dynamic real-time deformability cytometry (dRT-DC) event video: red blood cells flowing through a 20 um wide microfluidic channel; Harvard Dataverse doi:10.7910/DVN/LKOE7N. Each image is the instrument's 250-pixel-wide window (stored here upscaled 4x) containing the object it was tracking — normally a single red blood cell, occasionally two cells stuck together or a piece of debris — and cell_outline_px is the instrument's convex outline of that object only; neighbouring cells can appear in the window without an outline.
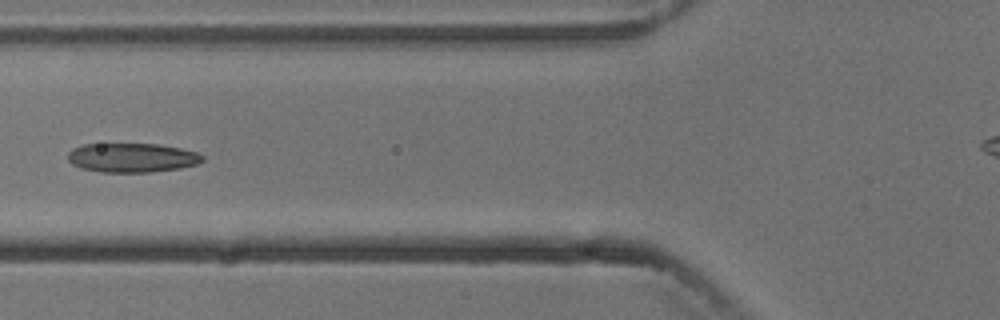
{"species": "common noctule bat (a hibernating species)", "species_latin": "Nyctalus noctula", "temperature_condition": "cold", "stored_images_in_passage": 7, "camera_frame_rate_fps": 3000, "um_per_image_px": 0.085, "animal": {"sex": "male", "body_mass_g": 13.3}, "frame": {"image": 1, "passage_image": 6, "time_ms": 6.667, "image_size_px": [1000, 320], "cell_outline_px": [[204, 160], [196, 164], [180, 168], [152, 172], [100, 172], [80, 168], [72, 164], [68, 160], [68, 152], [72, 148], [84, 144], [160, 144], [180, 148], [196, 152], [204, 156]], "centroid_in_image_um": [11.2, 13.4], "position_along_channel_um": 114.6, "area_um2": 23.0}}
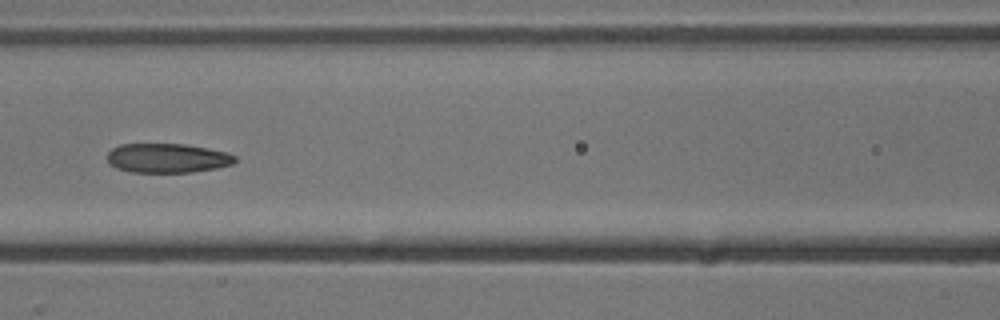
{"frame": {"image": 2, "passage_image": 7, "time_ms": 7.667, "image_size_px": [1000, 320], "cell_outline_px": [[236, 160], [232, 164], [216, 168], [192, 172], [128, 172], [116, 168], [108, 164], [108, 152], [112, 148], [120, 144], [184, 144], [208, 148], [228, 152], [236, 156]], "centroid_in_image_um": [14.21, 13.44], "position_along_channel_um": 152.4, "area_um2": 21.96}}